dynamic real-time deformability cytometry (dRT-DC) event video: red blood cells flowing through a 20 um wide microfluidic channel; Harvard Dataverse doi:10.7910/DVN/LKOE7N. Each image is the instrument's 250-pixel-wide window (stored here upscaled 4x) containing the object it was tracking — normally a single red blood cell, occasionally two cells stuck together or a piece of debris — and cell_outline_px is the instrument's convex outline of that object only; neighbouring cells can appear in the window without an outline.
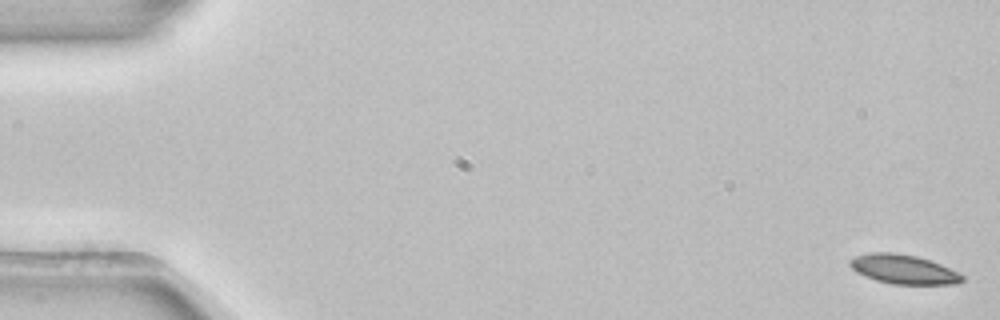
{"species": "common noctule bat (a hibernating species)", "species_latin": "Nyctalus noctula", "temperature_condition": "room temperature", "stored_images_in_passage": 53, "camera_frame_rate_fps": 3000, "um_per_image_px": 0.085, "animal": {"sex": "female", "body_mass_g": 22.7, "forearm_length_mm": 54.2}, "frame": {"image": 1, "passage_image": 1, "time_ms": 0.0, "image_size_px": [1000, 320], "cell_outline_px": [[964, 280], [960, 284], [892, 284], [876, 280], [864, 276], [856, 272], [848, 264], [848, 260], [856, 256], [868, 252], [896, 252], [916, 256], [940, 264], [964, 276]], "centroid_in_image_um": [76.76, 22.89], "position_along_channel_um": 8.2, "area_um2": 19.19}}
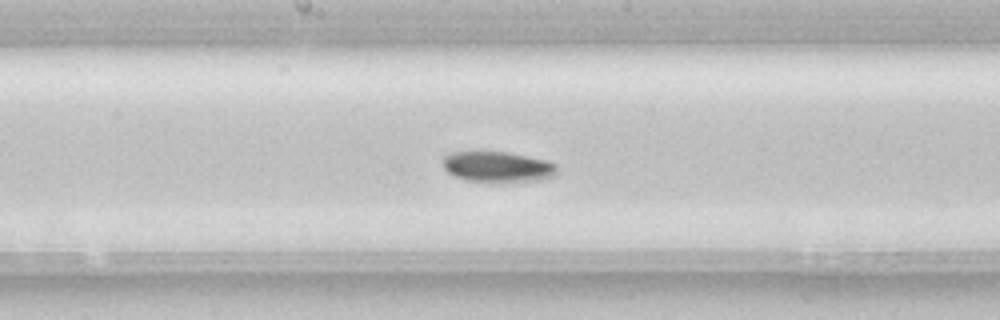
{"frame": {"image": 2, "passage_image": 28, "time_ms": 9.0, "image_size_px": [1000, 320], "cell_outline_px": [[556, 176], [540, 180], [468, 180], [456, 176], [448, 172], [444, 168], [444, 156], [452, 152], [508, 152], [544, 160], [556, 164]], "centroid_in_image_um": [42.31, 14.15], "position_along_channel_um": 205.9, "area_um2": 19.59}}
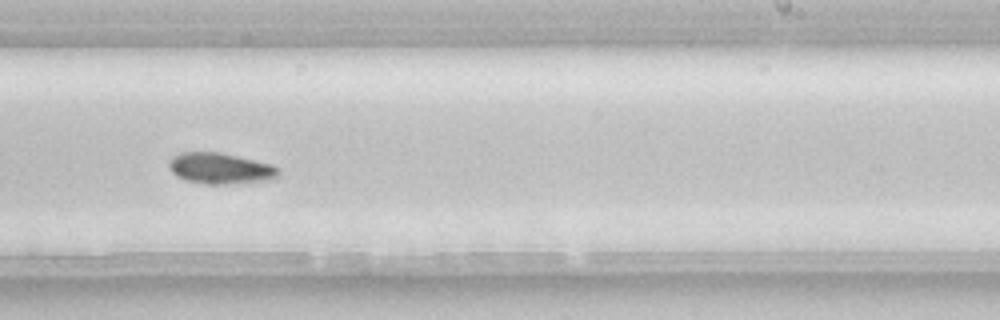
{"frame": {"image": 3, "passage_image": 33, "time_ms": 10.667, "image_size_px": [1000, 320], "cell_outline_px": [[280, 176], [272, 180], [228, 184], [204, 184], [188, 180], [176, 176], [168, 168], [168, 160], [172, 156], [180, 152], [220, 152], [272, 164], [280, 168]], "centroid_in_image_um": [18.74, 14.31], "position_along_channel_um": 270.3, "area_um2": 20.11}}